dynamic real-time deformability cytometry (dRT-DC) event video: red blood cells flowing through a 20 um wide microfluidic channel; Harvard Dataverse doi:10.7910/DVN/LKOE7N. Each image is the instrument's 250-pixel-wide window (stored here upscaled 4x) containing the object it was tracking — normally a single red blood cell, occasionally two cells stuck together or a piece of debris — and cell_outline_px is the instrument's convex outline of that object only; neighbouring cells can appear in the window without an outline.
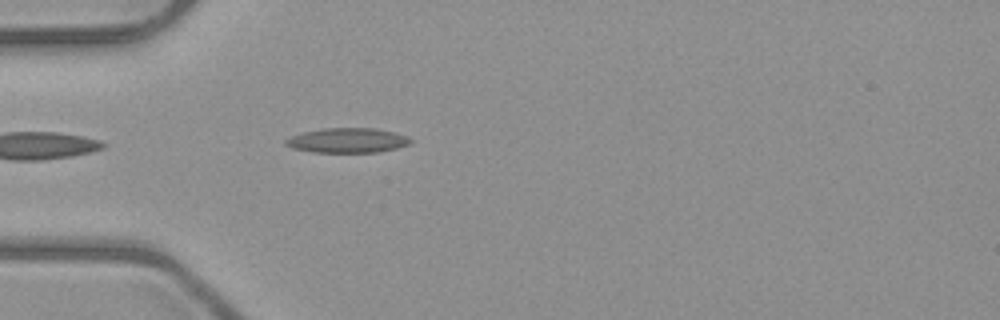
{"species": "common noctule bat (a hibernating species)", "species_latin": "Nyctalus noctula", "temperature_condition": "room temperature", "stored_images_in_passage": 4, "camera_frame_rate_fps": 3000, "um_per_image_px": 0.085, "animal": {"sex": "male", "body_mass_g": 23.1, "forearm_length_mm": 52.7}, "frame": {"image": 1, "passage_image": 4, "time_ms": 4.333, "image_size_px": [1000, 320], "cell_outline_px": [[412, 140], [408, 144], [396, 148], [380, 152], [312, 152], [292, 148], [284, 144], [284, 140], [292, 136], [304, 132], [324, 128], [376, 128], [396, 132], [408, 136]], "centroid_in_image_um": [29.55, 11.93], "position_along_channel_um": 55.5, "area_um2": 18.03}}